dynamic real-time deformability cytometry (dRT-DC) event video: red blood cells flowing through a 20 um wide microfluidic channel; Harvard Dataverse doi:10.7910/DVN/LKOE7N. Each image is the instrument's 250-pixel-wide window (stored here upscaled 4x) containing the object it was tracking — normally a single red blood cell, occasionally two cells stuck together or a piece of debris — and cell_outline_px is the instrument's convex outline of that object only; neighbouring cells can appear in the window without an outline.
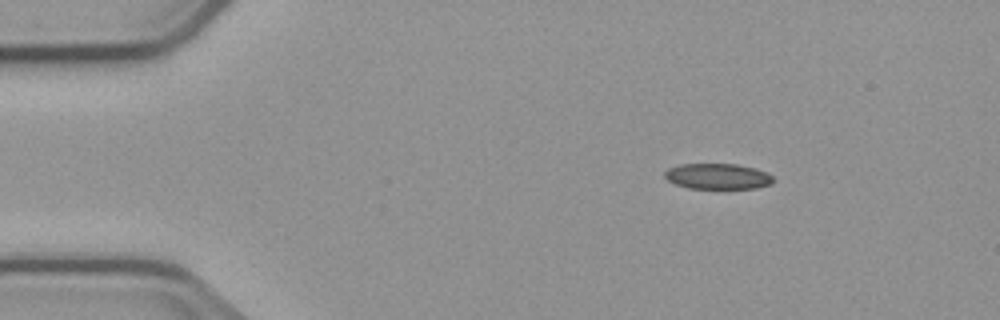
{"species": "common noctule bat (a hibernating species)", "species_latin": "Nyctalus noctula", "temperature_condition": "cold", "stored_images_in_passage": 4, "camera_frame_rate_fps": 3000, "um_per_image_px": 0.085, "animal": {"sex": "male", "body_mass_g": 23.1, "forearm_length_mm": 52.7}, "frame": {"image": 1, "passage_image": 1, "time_ms": 0.0, "image_size_px": [1000, 320], "cell_outline_px": [[776, 180], [772, 184], [756, 188], [688, 188], [676, 184], [668, 180], [664, 176], [664, 172], [668, 168], [680, 164], [736, 164], [756, 168], [768, 172]], "centroid_in_image_um": [61.04, 14.98], "position_along_channel_um": 24.0, "area_um2": 16.36}}
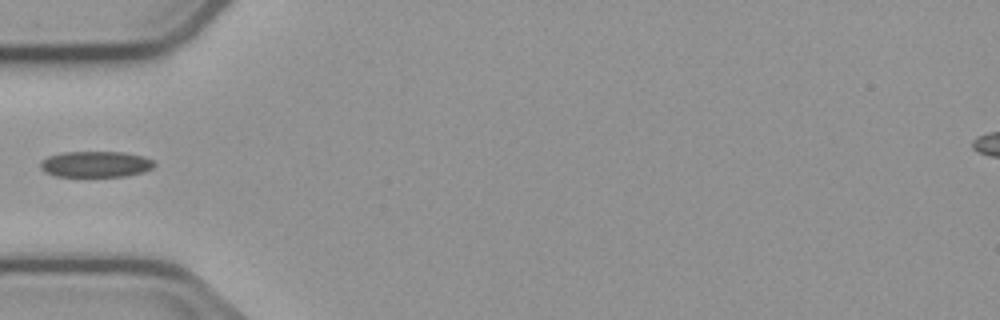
{"frame": {"image": 2, "passage_image": 4, "time_ms": 3.333, "image_size_px": [1000, 320], "cell_outline_px": [[156, 164], [152, 168], [144, 172], [124, 176], [56, 176], [44, 172], [40, 168], [40, 164], [48, 156], [64, 152], [124, 152], [144, 156], [152, 160]], "centroid_in_image_um": [8.15, 13.95], "position_along_channel_um": 76.8, "area_um2": 17.22}}